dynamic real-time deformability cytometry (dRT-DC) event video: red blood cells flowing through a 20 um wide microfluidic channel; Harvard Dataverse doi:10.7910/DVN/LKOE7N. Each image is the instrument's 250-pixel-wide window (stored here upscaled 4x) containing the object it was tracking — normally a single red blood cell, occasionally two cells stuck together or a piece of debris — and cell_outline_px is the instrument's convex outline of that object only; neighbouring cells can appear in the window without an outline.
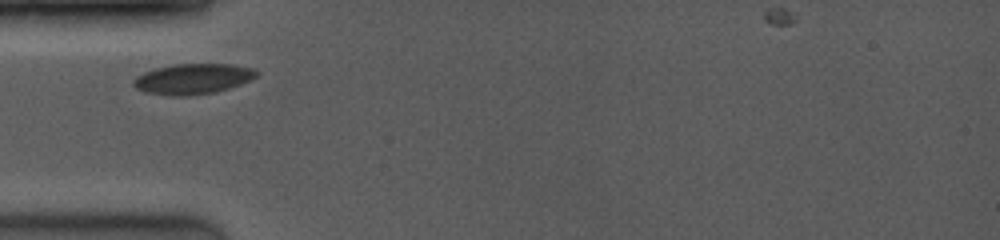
{"species": "common noctule bat (a hibernating species)", "species_latin": "Nyctalus noctula", "temperature_condition": "room temperature", "stored_images_in_passage": 5, "camera_frame_rate_fps": 4000, "um_per_image_px": 0.085, "animal": {"sex": "female", "body_mass_g": 19.0, "forearm_length_mm": 53.3}, "frame": {"image": 1, "passage_image": 1, "time_ms": 0.0, "image_size_px": [1000, 240], "cell_outline_px": [[256, 76], [240, 84], [228, 88], [212, 92], [184, 96], [172, 96], [144, 92], [136, 88], [132, 84], [132, 80], [136, 76], [144, 72], [156, 68], [176, 64], [228, 64], [252, 68], [256, 72]], "centroid_in_image_um": [16.31, 6.7], "position_along_channel_um": 68.7, "area_um2": 21.5}}
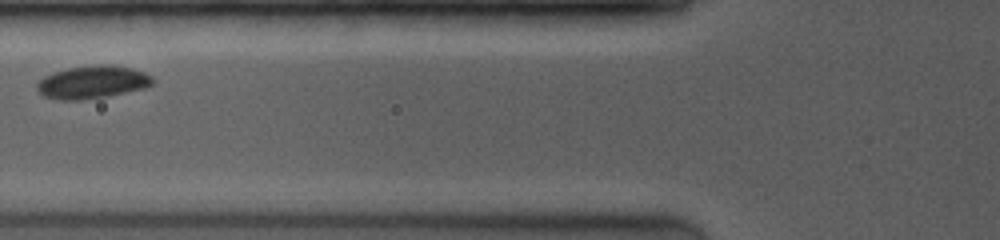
{"frame": {"image": 2, "passage_image": 3, "time_ms": 1.25, "image_size_px": [1000, 240], "cell_outline_px": [[152, 84], [140, 88], [108, 96], [84, 100], [56, 100], [44, 96], [36, 88], [36, 84], [44, 76], [68, 68], [128, 68], [144, 72], [152, 80]], "centroid_in_image_um": [7.74, 7.06], "position_along_channel_um": 118.1, "area_um2": 20.69}}
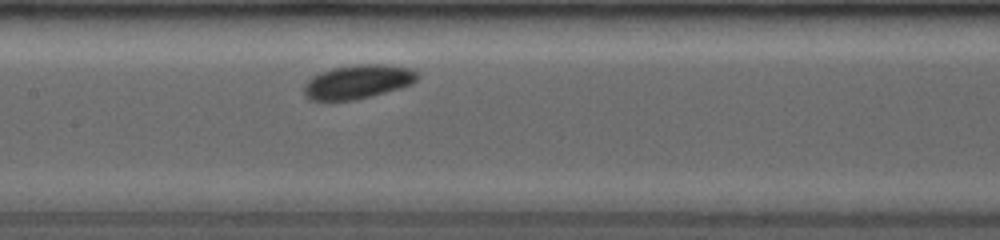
{"frame": {"image": 3, "passage_image": 5, "time_ms": 2.75, "image_size_px": [1000, 240], "cell_outline_px": [[416, 80], [408, 84], [384, 92], [356, 100], [308, 100], [304, 96], [304, 88], [316, 76], [324, 72], [336, 68], [360, 64], [380, 64], [408, 68], [416, 72]], "centroid_in_image_um": [30.4, 6.97], "position_along_channel_um": 177.0, "area_um2": 21.39}}